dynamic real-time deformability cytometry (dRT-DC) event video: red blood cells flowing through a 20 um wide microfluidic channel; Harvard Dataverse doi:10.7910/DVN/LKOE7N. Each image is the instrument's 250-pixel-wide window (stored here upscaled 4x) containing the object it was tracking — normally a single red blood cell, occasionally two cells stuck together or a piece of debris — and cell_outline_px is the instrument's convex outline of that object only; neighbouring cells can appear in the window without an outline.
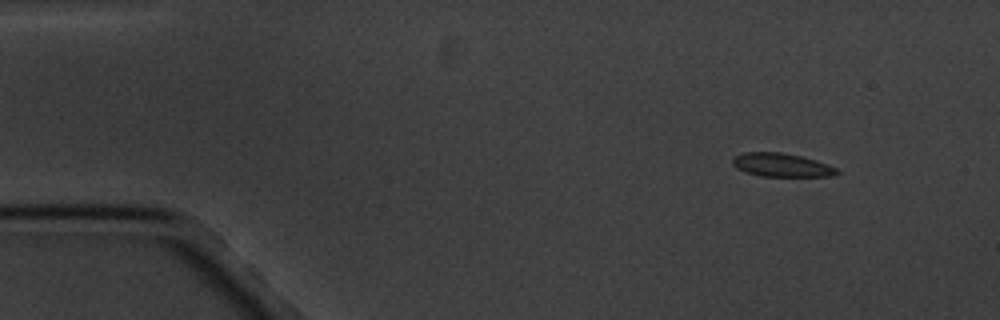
{"species": "common noctule bat (a hibernating species)", "species_latin": "Nyctalus noctula", "temperature_condition": "cold", "stored_images_in_passage": 4, "camera_frame_rate_fps": 3000, "um_per_image_px": 0.085, "animal": {"sex": "male", "body_mass_g": 20.1, "forearm_length_mm": 53.5}, "frame": {"image": 1, "passage_image": 1, "time_ms": 0.0, "image_size_px": [1000, 320], "cell_outline_px": [[840, 172], [832, 176], [760, 176], [736, 168], [732, 164], [732, 156], [744, 152], [780, 152], [800, 156], [816, 160], [828, 164], [836, 168]], "centroid_in_image_um": [66.41, 14.02], "position_along_channel_um": 18.6, "area_um2": 14.28}}
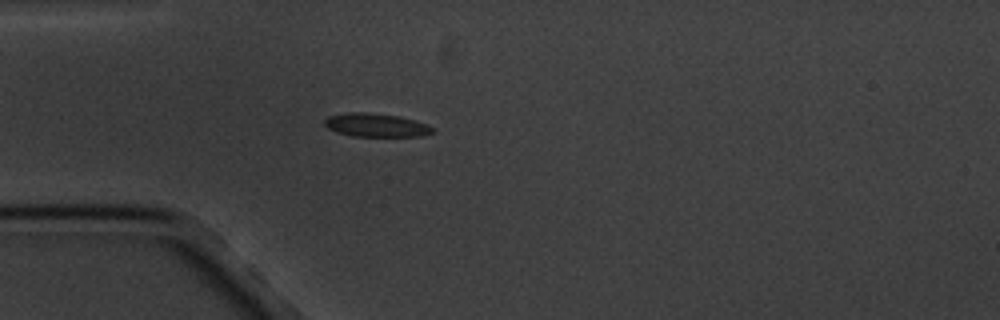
{"frame": {"image": 2, "passage_image": 4, "time_ms": 3.333, "image_size_px": [1000, 320], "cell_outline_px": [[436, 132], [420, 136], [352, 136], [336, 132], [328, 128], [324, 124], [324, 120], [328, 116], [348, 112], [368, 112], [400, 116], [416, 120], [428, 124]], "centroid_in_image_um": [31.97, 10.63], "position_along_channel_um": 53.0, "area_um2": 14.91}}